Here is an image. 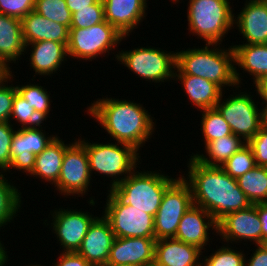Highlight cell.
<instances>
[{"mask_svg":"<svg viewBox=\"0 0 267 266\" xmlns=\"http://www.w3.org/2000/svg\"><path fill=\"white\" fill-rule=\"evenodd\" d=\"M188 160L187 178L181 176L190 186L193 204L205 209L217 223L227 214L252 205L237 180L221 167L204 165L193 156Z\"/></svg>","mask_w":267,"mask_h":266,"instance_id":"obj_1","label":"cell"},{"mask_svg":"<svg viewBox=\"0 0 267 266\" xmlns=\"http://www.w3.org/2000/svg\"><path fill=\"white\" fill-rule=\"evenodd\" d=\"M87 107V114L99 122L110 138L118 143L131 145L139 152L140 147L151 139L156 130L154 117L134 100L107 96L97 98Z\"/></svg>","mask_w":267,"mask_h":266,"instance_id":"obj_2","label":"cell"},{"mask_svg":"<svg viewBox=\"0 0 267 266\" xmlns=\"http://www.w3.org/2000/svg\"><path fill=\"white\" fill-rule=\"evenodd\" d=\"M211 46V47H210ZM218 46V47H217ZM175 75H193L217 84L222 90L231 86L237 90L234 50L232 45L205 44L201 48H188L176 52Z\"/></svg>","mask_w":267,"mask_h":266,"instance_id":"obj_3","label":"cell"},{"mask_svg":"<svg viewBox=\"0 0 267 266\" xmlns=\"http://www.w3.org/2000/svg\"><path fill=\"white\" fill-rule=\"evenodd\" d=\"M140 171V172H139ZM134 170L109 191L124 204L131 205L153 217L157 213L166 189L178 178L161 170Z\"/></svg>","mask_w":267,"mask_h":266,"instance_id":"obj_4","label":"cell"},{"mask_svg":"<svg viewBox=\"0 0 267 266\" xmlns=\"http://www.w3.org/2000/svg\"><path fill=\"white\" fill-rule=\"evenodd\" d=\"M78 140L86 149L91 176L95 171L94 174L99 173L104 179L106 176L110 177L109 189L118 185L139 167L137 164L141 160L140 153L131 145L118 142L91 143L82 137Z\"/></svg>","mask_w":267,"mask_h":266,"instance_id":"obj_5","label":"cell"},{"mask_svg":"<svg viewBox=\"0 0 267 266\" xmlns=\"http://www.w3.org/2000/svg\"><path fill=\"white\" fill-rule=\"evenodd\" d=\"M187 10L190 34L205 44H222L233 29L234 14L229 0H189Z\"/></svg>","mask_w":267,"mask_h":266,"instance_id":"obj_6","label":"cell"},{"mask_svg":"<svg viewBox=\"0 0 267 266\" xmlns=\"http://www.w3.org/2000/svg\"><path fill=\"white\" fill-rule=\"evenodd\" d=\"M118 52L114 55L115 60L119 62L118 64L126 66L141 80L160 84L174 80L176 52H168L151 46H138V48Z\"/></svg>","mask_w":267,"mask_h":266,"instance_id":"obj_7","label":"cell"},{"mask_svg":"<svg viewBox=\"0 0 267 266\" xmlns=\"http://www.w3.org/2000/svg\"><path fill=\"white\" fill-rule=\"evenodd\" d=\"M127 38L106 20L89 28H70L67 43L68 59L92 61L105 55ZM116 46V47H115Z\"/></svg>","mask_w":267,"mask_h":266,"instance_id":"obj_8","label":"cell"},{"mask_svg":"<svg viewBox=\"0 0 267 266\" xmlns=\"http://www.w3.org/2000/svg\"><path fill=\"white\" fill-rule=\"evenodd\" d=\"M236 88L238 92L233 90L234 94H230L228 98L223 99L225 94L223 92L215 108L229 124L232 133L248 143L261 129L260 108H258L260 103L254 102L252 99L254 96L253 94L251 96L250 91L242 92L239 85Z\"/></svg>","mask_w":267,"mask_h":266,"instance_id":"obj_9","label":"cell"},{"mask_svg":"<svg viewBox=\"0 0 267 266\" xmlns=\"http://www.w3.org/2000/svg\"><path fill=\"white\" fill-rule=\"evenodd\" d=\"M190 186L181 175L166 189L154 216V238H175L183 215L193 206Z\"/></svg>","mask_w":267,"mask_h":266,"instance_id":"obj_10","label":"cell"},{"mask_svg":"<svg viewBox=\"0 0 267 266\" xmlns=\"http://www.w3.org/2000/svg\"><path fill=\"white\" fill-rule=\"evenodd\" d=\"M103 216L108 220L115 237L154 238V217L131 205L121 203L107 190Z\"/></svg>","mask_w":267,"mask_h":266,"instance_id":"obj_11","label":"cell"},{"mask_svg":"<svg viewBox=\"0 0 267 266\" xmlns=\"http://www.w3.org/2000/svg\"><path fill=\"white\" fill-rule=\"evenodd\" d=\"M89 161L84 145L77 139L66 149L58 182L54 185L59 195L82 197L92 183Z\"/></svg>","mask_w":267,"mask_h":266,"instance_id":"obj_12","label":"cell"},{"mask_svg":"<svg viewBox=\"0 0 267 266\" xmlns=\"http://www.w3.org/2000/svg\"><path fill=\"white\" fill-rule=\"evenodd\" d=\"M51 211L52 223L51 231L56 234L57 241L61 244L62 251L77 252L82 241L88 232L89 226L97 217L92 212L82 211V209L59 208Z\"/></svg>","mask_w":267,"mask_h":266,"instance_id":"obj_13","label":"cell"},{"mask_svg":"<svg viewBox=\"0 0 267 266\" xmlns=\"http://www.w3.org/2000/svg\"><path fill=\"white\" fill-rule=\"evenodd\" d=\"M217 235L223 242L240 243L242 240L254 245L262 244V223L258 216L257 204L247 209L227 214L218 223Z\"/></svg>","mask_w":267,"mask_h":266,"instance_id":"obj_14","label":"cell"},{"mask_svg":"<svg viewBox=\"0 0 267 266\" xmlns=\"http://www.w3.org/2000/svg\"><path fill=\"white\" fill-rule=\"evenodd\" d=\"M155 238L115 237L106 265L146 266L155 261Z\"/></svg>","mask_w":267,"mask_h":266,"instance_id":"obj_15","label":"cell"},{"mask_svg":"<svg viewBox=\"0 0 267 266\" xmlns=\"http://www.w3.org/2000/svg\"><path fill=\"white\" fill-rule=\"evenodd\" d=\"M114 239L115 235L108 220L99 215L89 226L77 253L91 266H106Z\"/></svg>","mask_w":267,"mask_h":266,"instance_id":"obj_16","label":"cell"},{"mask_svg":"<svg viewBox=\"0 0 267 266\" xmlns=\"http://www.w3.org/2000/svg\"><path fill=\"white\" fill-rule=\"evenodd\" d=\"M217 233L218 225L205 209L193 205L181 218L175 239L206 251L205 246L212 240L209 231ZM210 238V239H209Z\"/></svg>","mask_w":267,"mask_h":266,"instance_id":"obj_17","label":"cell"},{"mask_svg":"<svg viewBox=\"0 0 267 266\" xmlns=\"http://www.w3.org/2000/svg\"><path fill=\"white\" fill-rule=\"evenodd\" d=\"M244 6L233 19L242 44H267V0H246Z\"/></svg>","mask_w":267,"mask_h":266,"instance_id":"obj_18","label":"cell"},{"mask_svg":"<svg viewBox=\"0 0 267 266\" xmlns=\"http://www.w3.org/2000/svg\"><path fill=\"white\" fill-rule=\"evenodd\" d=\"M148 0H102L105 20L129 37L147 16ZM146 15V16H145Z\"/></svg>","mask_w":267,"mask_h":266,"instance_id":"obj_19","label":"cell"},{"mask_svg":"<svg viewBox=\"0 0 267 266\" xmlns=\"http://www.w3.org/2000/svg\"><path fill=\"white\" fill-rule=\"evenodd\" d=\"M26 50L30 49V67L36 75L50 76L60 71V67L67 61V43L57 41H38L26 44ZM30 47V48H29ZM28 48V49H27Z\"/></svg>","mask_w":267,"mask_h":266,"instance_id":"obj_20","label":"cell"},{"mask_svg":"<svg viewBox=\"0 0 267 266\" xmlns=\"http://www.w3.org/2000/svg\"><path fill=\"white\" fill-rule=\"evenodd\" d=\"M232 47L234 50L235 79L239 86H241V80H243L240 75L242 73H239L240 70H243V73L245 71L250 76L252 75L253 78L251 79H253L255 85L267 77V44L234 45L232 43ZM237 66L241 69L239 70Z\"/></svg>","mask_w":267,"mask_h":266,"instance_id":"obj_21","label":"cell"},{"mask_svg":"<svg viewBox=\"0 0 267 266\" xmlns=\"http://www.w3.org/2000/svg\"><path fill=\"white\" fill-rule=\"evenodd\" d=\"M203 251L175 238L156 240L155 263L158 266H201Z\"/></svg>","mask_w":267,"mask_h":266,"instance_id":"obj_22","label":"cell"},{"mask_svg":"<svg viewBox=\"0 0 267 266\" xmlns=\"http://www.w3.org/2000/svg\"><path fill=\"white\" fill-rule=\"evenodd\" d=\"M21 23L25 45L38 41L68 43V26L51 21L34 10L23 17Z\"/></svg>","mask_w":267,"mask_h":266,"instance_id":"obj_23","label":"cell"},{"mask_svg":"<svg viewBox=\"0 0 267 266\" xmlns=\"http://www.w3.org/2000/svg\"><path fill=\"white\" fill-rule=\"evenodd\" d=\"M181 81L182 89L188 95L191 105L199 111L215 108L224 90L205 78L193 75H174V81Z\"/></svg>","mask_w":267,"mask_h":266,"instance_id":"obj_24","label":"cell"},{"mask_svg":"<svg viewBox=\"0 0 267 266\" xmlns=\"http://www.w3.org/2000/svg\"><path fill=\"white\" fill-rule=\"evenodd\" d=\"M70 144L71 142L65 144V141L57 135L41 153L36 155L34 168L29 176L55 185L60 175L65 149Z\"/></svg>","mask_w":267,"mask_h":266,"instance_id":"obj_25","label":"cell"},{"mask_svg":"<svg viewBox=\"0 0 267 266\" xmlns=\"http://www.w3.org/2000/svg\"><path fill=\"white\" fill-rule=\"evenodd\" d=\"M20 19L0 14V60L8 66L25 55L26 47Z\"/></svg>","mask_w":267,"mask_h":266,"instance_id":"obj_26","label":"cell"},{"mask_svg":"<svg viewBox=\"0 0 267 266\" xmlns=\"http://www.w3.org/2000/svg\"><path fill=\"white\" fill-rule=\"evenodd\" d=\"M247 143L239 136L230 134L225 137L215 139L205 145V155L203 153H192L198 162L207 166L221 167L234 153L242 149Z\"/></svg>","mask_w":267,"mask_h":266,"instance_id":"obj_27","label":"cell"},{"mask_svg":"<svg viewBox=\"0 0 267 266\" xmlns=\"http://www.w3.org/2000/svg\"><path fill=\"white\" fill-rule=\"evenodd\" d=\"M36 155L29 153V144L27 138V128H17L12 137L10 148V166L5 171L17 170L26 173L28 176L34 168ZM28 173V174H27Z\"/></svg>","mask_w":267,"mask_h":266,"instance_id":"obj_28","label":"cell"},{"mask_svg":"<svg viewBox=\"0 0 267 266\" xmlns=\"http://www.w3.org/2000/svg\"><path fill=\"white\" fill-rule=\"evenodd\" d=\"M236 180L252 205L267 203V167L256 166Z\"/></svg>","mask_w":267,"mask_h":266,"instance_id":"obj_29","label":"cell"},{"mask_svg":"<svg viewBox=\"0 0 267 266\" xmlns=\"http://www.w3.org/2000/svg\"><path fill=\"white\" fill-rule=\"evenodd\" d=\"M4 172H0V230L18 216L22 206V196L19 188L5 178ZM12 182V183H11ZM17 214V215H16ZM3 227V228H1Z\"/></svg>","mask_w":267,"mask_h":266,"instance_id":"obj_30","label":"cell"},{"mask_svg":"<svg viewBox=\"0 0 267 266\" xmlns=\"http://www.w3.org/2000/svg\"><path fill=\"white\" fill-rule=\"evenodd\" d=\"M202 119L200 121V130L203 135L204 144L233 134L229 124L223 118L216 108L201 110ZM203 112V113H202Z\"/></svg>","mask_w":267,"mask_h":266,"instance_id":"obj_31","label":"cell"},{"mask_svg":"<svg viewBox=\"0 0 267 266\" xmlns=\"http://www.w3.org/2000/svg\"><path fill=\"white\" fill-rule=\"evenodd\" d=\"M17 93L31 105L36 113L46 122L49 118L51 101L50 94L40 84L15 85Z\"/></svg>","mask_w":267,"mask_h":266,"instance_id":"obj_32","label":"cell"},{"mask_svg":"<svg viewBox=\"0 0 267 266\" xmlns=\"http://www.w3.org/2000/svg\"><path fill=\"white\" fill-rule=\"evenodd\" d=\"M224 245L213 250L209 256L202 255L201 266H245L244 250H234L235 247H231L230 243Z\"/></svg>","mask_w":267,"mask_h":266,"instance_id":"obj_33","label":"cell"},{"mask_svg":"<svg viewBox=\"0 0 267 266\" xmlns=\"http://www.w3.org/2000/svg\"><path fill=\"white\" fill-rule=\"evenodd\" d=\"M34 11L70 28L72 14L65 0H35Z\"/></svg>","mask_w":267,"mask_h":266,"instance_id":"obj_34","label":"cell"},{"mask_svg":"<svg viewBox=\"0 0 267 266\" xmlns=\"http://www.w3.org/2000/svg\"><path fill=\"white\" fill-rule=\"evenodd\" d=\"M256 167L252 148L246 144L238 152L234 153L221 168L232 178L237 179L249 170Z\"/></svg>","mask_w":267,"mask_h":266,"instance_id":"obj_35","label":"cell"},{"mask_svg":"<svg viewBox=\"0 0 267 266\" xmlns=\"http://www.w3.org/2000/svg\"><path fill=\"white\" fill-rule=\"evenodd\" d=\"M14 119L16 124L19 123L18 127L20 126V128L36 127L44 124V120L36 113L35 109L17 92L13 100L9 122L11 123Z\"/></svg>","mask_w":267,"mask_h":266,"instance_id":"obj_36","label":"cell"},{"mask_svg":"<svg viewBox=\"0 0 267 266\" xmlns=\"http://www.w3.org/2000/svg\"><path fill=\"white\" fill-rule=\"evenodd\" d=\"M105 21L104 5L98 0L90 8L78 9L72 14L70 28H89Z\"/></svg>","mask_w":267,"mask_h":266,"instance_id":"obj_37","label":"cell"},{"mask_svg":"<svg viewBox=\"0 0 267 266\" xmlns=\"http://www.w3.org/2000/svg\"><path fill=\"white\" fill-rule=\"evenodd\" d=\"M13 125L6 121L0 122V171L5 172L10 166V148L15 133Z\"/></svg>","mask_w":267,"mask_h":266,"instance_id":"obj_38","label":"cell"},{"mask_svg":"<svg viewBox=\"0 0 267 266\" xmlns=\"http://www.w3.org/2000/svg\"><path fill=\"white\" fill-rule=\"evenodd\" d=\"M35 0H0V14L22 19L34 10Z\"/></svg>","mask_w":267,"mask_h":266,"instance_id":"obj_39","label":"cell"},{"mask_svg":"<svg viewBox=\"0 0 267 266\" xmlns=\"http://www.w3.org/2000/svg\"><path fill=\"white\" fill-rule=\"evenodd\" d=\"M13 75L14 73L12 74L11 72L10 78L0 86V122H9L10 119L13 100L17 92L16 87L12 83L14 81ZM10 82L12 83L11 85H9Z\"/></svg>","mask_w":267,"mask_h":266,"instance_id":"obj_40","label":"cell"},{"mask_svg":"<svg viewBox=\"0 0 267 266\" xmlns=\"http://www.w3.org/2000/svg\"><path fill=\"white\" fill-rule=\"evenodd\" d=\"M42 128V125L27 128L29 153H33L35 155L41 153L57 136V134H50V136H47L45 130H42Z\"/></svg>","mask_w":267,"mask_h":266,"instance_id":"obj_41","label":"cell"},{"mask_svg":"<svg viewBox=\"0 0 267 266\" xmlns=\"http://www.w3.org/2000/svg\"><path fill=\"white\" fill-rule=\"evenodd\" d=\"M247 144L253 150L256 166L267 167V130L261 128Z\"/></svg>","mask_w":267,"mask_h":266,"instance_id":"obj_42","label":"cell"},{"mask_svg":"<svg viewBox=\"0 0 267 266\" xmlns=\"http://www.w3.org/2000/svg\"><path fill=\"white\" fill-rule=\"evenodd\" d=\"M57 261L58 262L52 263L53 266H91L77 252H61Z\"/></svg>","mask_w":267,"mask_h":266,"instance_id":"obj_43","label":"cell"},{"mask_svg":"<svg viewBox=\"0 0 267 266\" xmlns=\"http://www.w3.org/2000/svg\"><path fill=\"white\" fill-rule=\"evenodd\" d=\"M251 256L245 259V266H267V243L255 245Z\"/></svg>","mask_w":267,"mask_h":266,"instance_id":"obj_44","label":"cell"},{"mask_svg":"<svg viewBox=\"0 0 267 266\" xmlns=\"http://www.w3.org/2000/svg\"><path fill=\"white\" fill-rule=\"evenodd\" d=\"M259 219L262 223V244L267 243V203L257 204Z\"/></svg>","mask_w":267,"mask_h":266,"instance_id":"obj_45","label":"cell"},{"mask_svg":"<svg viewBox=\"0 0 267 266\" xmlns=\"http://www.w3.org/2000/svg\"><path fill=\"white\" fill-rule=\"evenodd\" d=\"M71 14L78 11V9L90 8V5L95 4L98 0H65Z\"/></svg>","mask_w":267,"mask_h":266,"instance_id":"obj_46","label":"cell"},{"mask_svg":"<svg viewBox=\"0 0 267 266\" xmlns=\"http://www.w3.org/2000/svg\"><path fill=\"white\" fill-rule=\"evenodd\" d=\"M255 86L256 95H259V97L262 99L261 104H267V77L262 79L258 84L253 85Z\"/></svg>","mask_w":267,"mask_h":266,"instance_id":"obj_47","label":"cell"},{"mask_svg":"<svg viewBox=\"0 0 267 266\" xmlns=\"http://www.w3.org/2000/svg\"><path fill=\"white\" fill-rule=\"evenodd\" d=\"M11 69L3 60H0V86L10 78Z\"/></svg>","mask_w":267,"mask_h":266,"instance_id":"obj_48","label":"cell"},{"mask_svg":"<svg viewBox=\"0 0 267 266\" xmlns=\"http://www.w3.org/2000/svg\"><path fill=\"white\" fill-rule=\"evenodd\" d=\"M261 128L267 130V104H260Z\"/></svg>","mask_w":267,"mask_h":266,"instance_id":"obj_49","label":"cell"},{"mask_svg":"<svg viewBox=\"0 0 267 266\" xmlns=\"http://www.w3.org/2000/svg\"><path fill=\"white\" fill-rule=\"evenodd\" d=\"M2 241H0V266H6L7 262L10 260L8 259V254L6 251L7 249H5V246L3 243H1ZM8 260V261H7Z\"/></svg>","mask_w":267,"mask_h":266,"instance_id":"obj_50","label":"cell"},{"mask_svg":"<svg viewBox=\"0 0 267 266\" xmlns=\"http://www.w3.org/2000/svg\"><path fill=\"white\" fill-rule=\"evenodd\" d=\"M106 266H134V265H106Z\"/></svg>","mask_w":267,"mask_h":266,"instance_id":"obj_51","label":"cell"},{"mask_svg":"<svg viewBox=\"0 0 267 266\" xmlns=\"http://www.w3.org/2000/svg\"><path fill=\"white\" fill-rule=\"evenodd\" d=\"M146 266H158V265L154 262V263L148 264Z\"/></svg>","mask_w":267,"mask_h":266,"instance_id":"obj_52","label":"cell"},{"mask_svg":"<svg viewBox=\"0 0 267 266\" xmlns=\"http://www.w3.org/2000/svg\"><path fill=\"white\" fill-rule=\"evenodd\" d=\"M172 1V3L174 4H176V3H179L180 2V0H171Z\"/></svg>","mask_w":267,"mask_h":266,"instance_id":"obj_53","label":"cell"},{"mask_svg":"<svg viewBox=\"0 0 267 266\" xmlns=\"http://www.w3.org/2000/svg\"><path fill=\"white\" fill-rule=\"evenodd\" d=\"M26 266H41V264H36L35 265V263H34V265L33 264H30V265H26ZM43 266V265H42Z\"/></svg>","mask_w":267,"mask_h":266,"instance_id":"obj_54","label":"cell"}]
</instances>
